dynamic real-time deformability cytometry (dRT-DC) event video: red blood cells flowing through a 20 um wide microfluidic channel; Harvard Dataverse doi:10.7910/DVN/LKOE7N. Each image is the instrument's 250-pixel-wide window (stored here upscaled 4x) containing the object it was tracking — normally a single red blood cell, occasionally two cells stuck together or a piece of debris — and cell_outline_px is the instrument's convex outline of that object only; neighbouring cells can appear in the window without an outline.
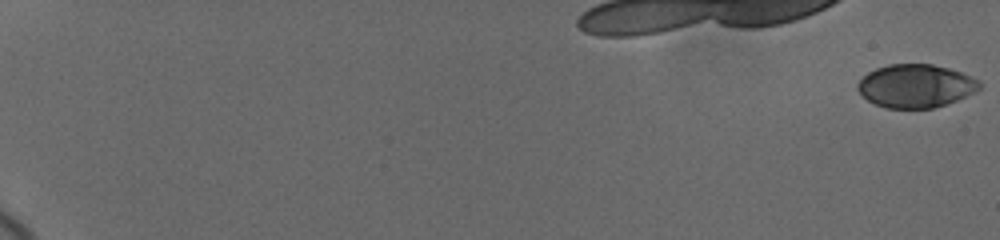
{"species": "human", "species_latin": "Homo sapiens", "temperature_condition": "cold", "stored_images_in_passage": 19, "camera_frame_rate_fps": 3000, "um_per_image_px": 0.085, "donor": {"sex": "female"}, "frame": {"image": 1, "passage_image": 1, "time_ms": 0.0, "image_size_px": [1000, 240], "cell_outline_px": [[980, 88], [956, 100], [932, 108], [888, 108], [876, 104], [868, 100], [856, 88], [856, 84], [868, 72], [876, 68], [888, 64], [932, 64], [948, 68], [972, 76], [980, 80]], "centroid_in_image_um": [77.82, 7.29], "position_along_channel_um": 7.2, "area_um2": 30.4}}
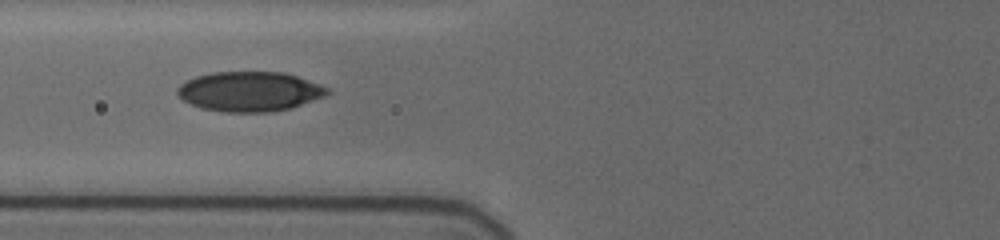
{"frame": {"image": 2, "passage_image": 13, "time_ms": 9.0, "image_size_px": [1000, 240], "cell_outline_px": [[328, 92], [324, 96], [292, 108], [272, 112], [224, 112], [200, 108], [184, 100], [176, 92], [176, 88], [180, 84], [196, 76], [212, 72], [284, 72], [296, 76], [328, 88]], "centroid_in_image_um": [21.18, 7.78], "position_along_channel_um": 104.6, "area_um2": 34.56}}
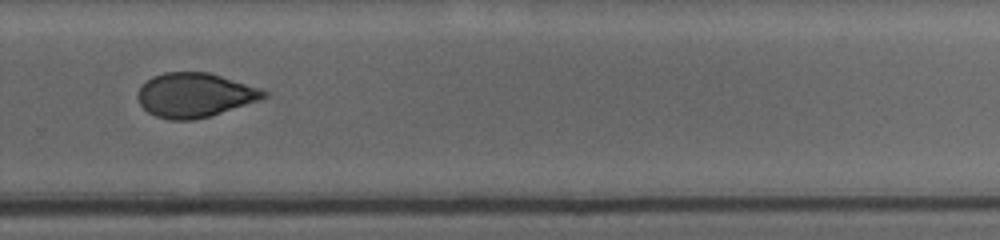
{"frame": {"image": 3, "passage_image": 18, "time_ms": 14.667, "image_size_px": [1000, 240], "cell_outline_px": [[268, 96], [260, 100], [208, 116], [192, 120], [168, 120], [156, 116], [148, 112], [140, 104], [136, 96], [140, 88], [152, 76], [164, 72], [208, 72], [260, 88], [268, 92]], "centroid_in_image_um": [16.54, 8.08], "position_along_channel_um": 313.3, "area_um2": 32.31}}